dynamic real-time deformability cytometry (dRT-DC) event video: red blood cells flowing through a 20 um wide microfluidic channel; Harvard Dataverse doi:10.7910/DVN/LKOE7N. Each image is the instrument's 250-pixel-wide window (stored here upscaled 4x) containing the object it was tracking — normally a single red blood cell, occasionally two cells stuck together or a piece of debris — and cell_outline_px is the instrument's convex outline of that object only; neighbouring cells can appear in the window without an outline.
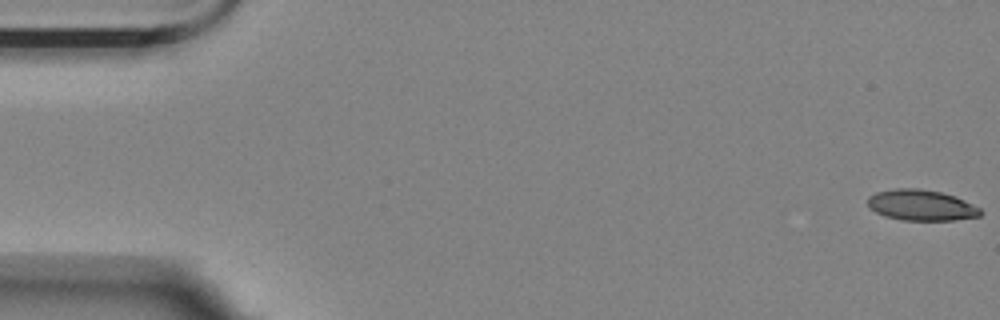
{"species": "Egyptian fruit bat (a non-hibernating species)", "species_latin": "Rousettus aegyptiacus", "temperature_condition": "room temperature", "stored_images_in_passage": 56, "camera_frame_rate_fps": 3000, "um_per_image_px": 0.085, "animal": {"sex": "female"}, "frame": {"image": 1, "passage_image": 1, "time_ms": 0.0, "image_size_px": [1000, 320], "cell_outline_px": [[984, 212], [980, 216], [952, 220], [904, 220], [884, 216], [868, 208], [868, 196], [876, 192], [896, 188], [920, 188], [940, 192], [956, 196], [980, 208]], "centroid_in_image_um": [78.3, 17.43], "position_along_channel_um": 6.7, "area_um2": 20.35}}
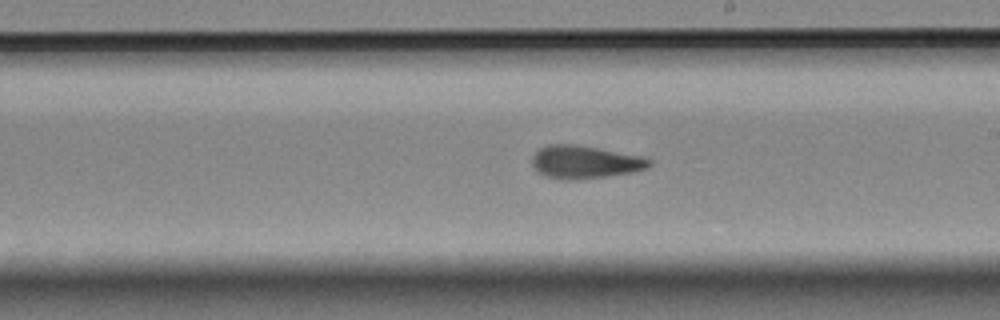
{"frame": {"image": 2, "passage_image": 32, "time_ms": 10.333, "image_size_px": [1000, 320], "cell_outline_px": [[652, 164], [648, 168], [628, 172], [604, 176], [568, 180], [544, 176], [532, 164], [532, 156], [540, 148], [548, 144], [572, 144], [648, 156], [652, 160]], "centroid_in_image_um": [49.76, 13.75], "position_along_channel_um": 239.2, "area_um2": 22.31}}
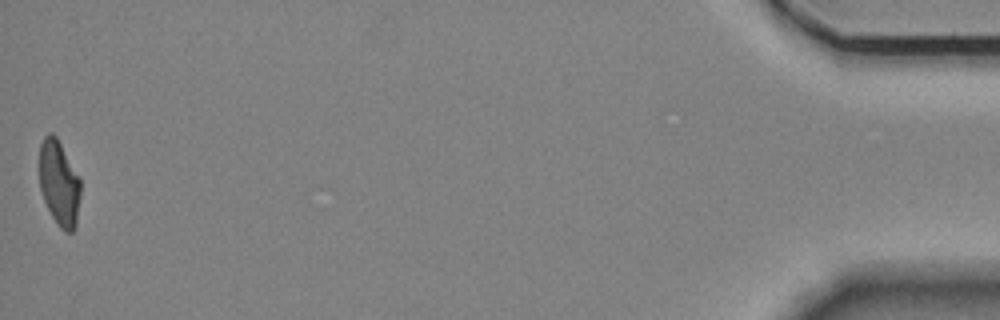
{"frame": {"image": 3, "passage_image": 56, "time_ms": 18.333, "image_size_px": [1000, 320], "cell_outline_px": [[80, 196], [76, 224], [72, 232], [64, 232], [56, 224], [44, 200], [40, 188], [40, 144], [44, 136], [48, 132], [52, 132], [56, 136], [80, 180]], "centroid_in_image_um": [5.02, 15.59], "position_along_channel_um": 430.2, "area_um2": 20.23}, "authors_computed_cell_mechanics": {"area_um2": 21.675, "velocity_mm_per_s": 3.5736, "shape_relaxation_time_tau1_ms": 7.5089, "shape_relaxation_time_tau2_ms": 2.5637, "deformation_change_tau1": 0.2084, "deformation_change_tau2": 0.1069}}